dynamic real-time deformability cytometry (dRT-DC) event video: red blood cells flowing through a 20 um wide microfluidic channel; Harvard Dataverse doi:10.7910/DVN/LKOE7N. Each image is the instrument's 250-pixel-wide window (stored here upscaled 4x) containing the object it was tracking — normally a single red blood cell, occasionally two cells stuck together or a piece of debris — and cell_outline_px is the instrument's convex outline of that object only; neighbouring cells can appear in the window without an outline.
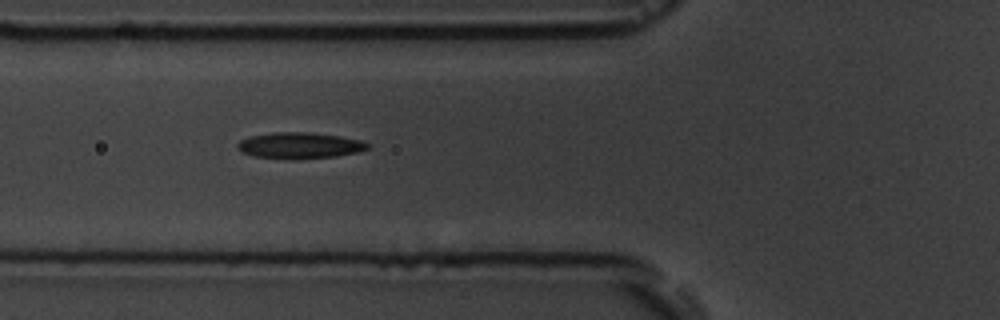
{"species": "common noctule bat (a hibernating species)", "species_latin": "Nyctalus noctula", "temperature_condition": "room temperature", "stored_images_in_passage": 15, "camera_frame_rate_fps": 3000, "um_per_image_px": 0.085, "animal": {"sex": "male", "body_mass_g": 19.5, "forearm_length_mm": 54.6}, "frame": {"image": 1, "passage_image": 5, "time_ms": 4.333, "image_size_px": [1000, 320], "cell_outline_px": [[368, 148], [360, 152], [336, 156], [296, 160], [292, 160], [252, 156], [240, 152], [236, 144], [240, 140], [252, 136], [272, 132], [308, 132], [340, 136], [360, 140], [368, 144]], "centroid_in_image_um": [25.44, 12.38], "position_along_channel_um": 100.4, "area_um2": 20.06}}
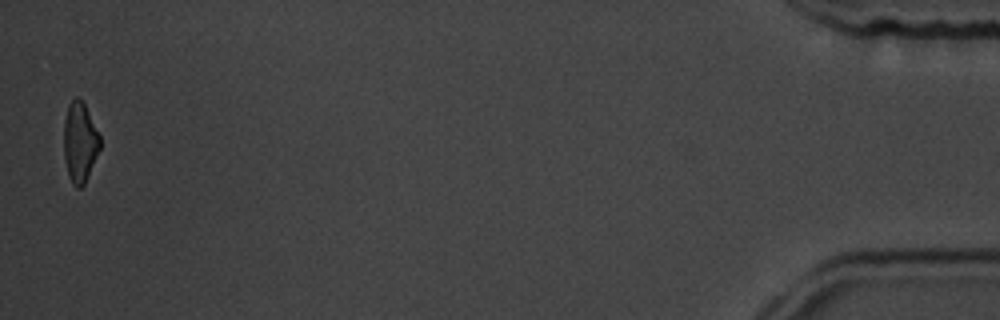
{"frame": {"image": 2, "passage_image": 15, "time_ms": 15.667, "image_size_px": [1000, 320], "cell_outline_px": [[100, 148], [84, 184], [80, 188], [76, 188], [72, 184], [68, 176], [64, 160], [64, 120], [68, 104], [76, 96], [80, 96], [100, 136]], "centroid_in_image_um": [6.76, 12.09], "position_along_channel_um": 428.4, "area_um2": 16.88}, "authors_computed_cell_mechanics": {"area_um2": 19.0162, "velocity_mm_per_s": 3.7298, "shape_relaxation_time_tau1_ms": 9.3184, "shape_relaxation_time_tau2_ms": 5.7422, "deformation_change_tau1": 0.2141, "deformation_change_tau2": 0.1684}}